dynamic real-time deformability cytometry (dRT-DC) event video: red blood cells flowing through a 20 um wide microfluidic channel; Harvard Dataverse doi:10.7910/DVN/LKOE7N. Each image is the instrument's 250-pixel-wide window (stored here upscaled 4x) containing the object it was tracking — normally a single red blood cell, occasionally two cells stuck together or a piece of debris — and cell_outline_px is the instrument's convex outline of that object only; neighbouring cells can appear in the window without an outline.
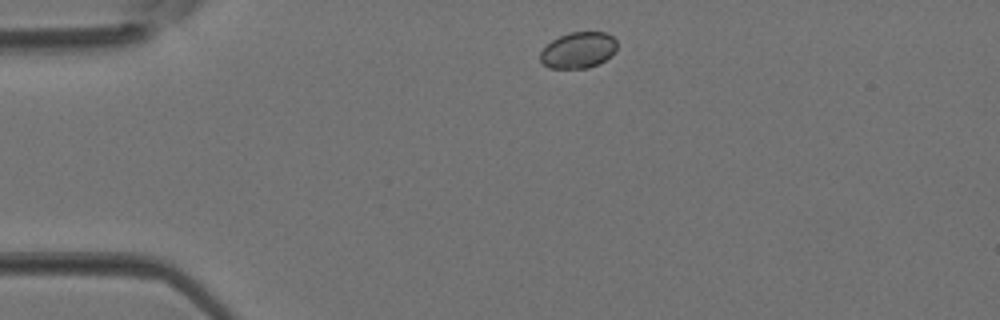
{"species": "Egyptian fruit bat (a non-hibernating species)", "species_latin": "Rousettus aegyptiacus", "temperature_condition": "room temperature", "stored_images_in_passage": 3, "camera_frame_rate_fps": 3000, "um_per_image_px": 0.085, "animal": {"sex": "female"}, "frame": {"image": 1, "passage_image": 1, "time_ms": 0.0, "image_size_px": [1000, 320], "cell_outline_px": [[616, 48], [604, 60], [588, 68], [548, 68], [540, 60], [540, 52], [552, 40], [568, 32], [604, 32], [612, 36], [616, 40]], "centroid_in_image_um": [49.12, 4.26], "position_along_channel_um": 35.9, "area_um2": 15.9}}
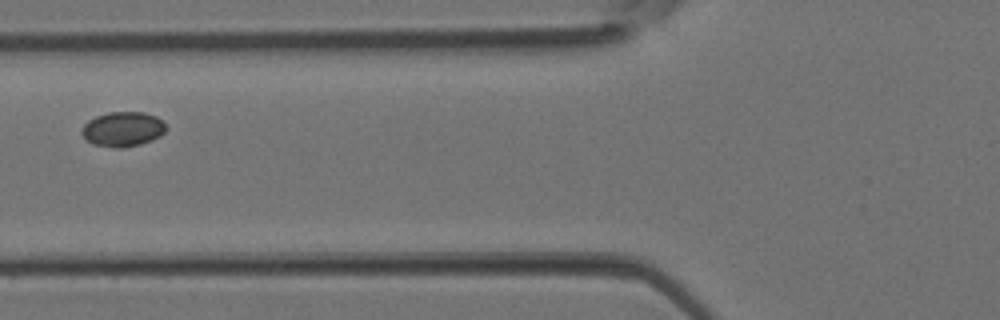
{"frame": {"image": 2, "passage_image": 3, "time_ms": 0.667, "image_size_px": [1000, 320], "cell_outline_px": [[164, 132], [160, 136], [152, 140], [140, 144], [120, 148], [112, 148], [92, 144], [80, 132], [84, 124], [88, 120], [96, 116], [108, 112], [144, 112], [156, 116], [164, 124]], "centroid_in_image_um": [10.41, 10.98], "position_along_channel_um": 115.4, "area_um2": 16.99}}